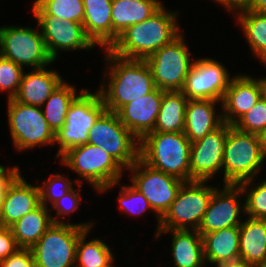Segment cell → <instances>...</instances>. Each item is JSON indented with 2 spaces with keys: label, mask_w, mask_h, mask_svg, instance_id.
I'll list each match as a JSON object with an SVG mask.
<instances>
[{
  "label": "cell",
  "mask_w": 266,
  "mask_h": 267,
  "mask_svg": "<svg viewBox=\"0 0 266 267\" xmlns=\"http://www.w3.org/2000/svg\"><path fill=\"white\" fill-rule=\"evenodd\" d=\"M265 160L260 136L230 125L223 155L224 184L239 185L256 178Z\"/></svg>",
  "instance_id": "5"
},
{
  "label": "cell",
  "mask_w": 266,
  "mask_h": 267,
  "mask_svg": "<svg viewBox=\"0 0 266 267\" xmlns=\"http://www.w3.org/2000/svg\"><path fill=\"white\" fill-rule=\"evenodd\" d=\"M225 7V10L232 13L234 10L244 7L248 0H214Z\"/></svg>",
  "instance_id": "43"
},
{
  "label": "cell",
  "mask_w": 266,
  "mask_h": 267,
  "mask_svg": "<svg viewBox=\"0 0 266 267\" xmlns=\"http://www.w3.org/2000/svg\"><path fill=\"white\" fill-rule=\"evenodd\" d=\"M118 194L120 209L127 215H143L152 208L148 200L132 185L121 186Z\"/></svg>",
  "instance_id": "37"
},
{
  "label": "cell",
  "mask_w": 266,
  "mask_h": 267,
  "mask_svg": "<svg viewBox=\"0 0 266 267\" xmlns=\"http://www.w3.org/2000/svg\"><path fill=\"white\" fill-rule=\"evenodd\" d=\"M19 249L10 227L0 226V261Z\"/></svg>",
  "instance_id": "41"
},
{
  "label": "cell",
  "mask_w": 266,
  "mask_h": 267,
  "mask_svg": "<svg viewBox=\"0 0 266 267\" xmlns=\"http://www.w3.org/2000/svg\"><path fill=\"white\" fill-rule=\"evenodd\" d=\"M106 111L99 91L95 93L81 89L79 95L70 104L63 127L55 133V145L59 158L68 149L88 142L89 130Z\"/></svg>",
  "instance_id": "7"
},
{
  "label": "cell",
  "mask_w": 266,
  "mask_h": 267,
  "mask_svg": "<svg viewBox=\"0 0 266 267\" xmlns=\"http://www.w3.org/2000/svg\"><path fill=\"white\" fill-rule=\"evenodd\" d=\"M33 15L56 16L61 20L76 21L83 24V0H34Z\"/></svg>",
  "instance_id": "33"
},
{
  "label": "cell",
  "mask_w": 266,
  "mask_h": 267,
  "mask_svg": "<svg viewBox=\"0 0 266 267\" xmlns=\"http://www.w3.org/2000/svg\"><path fill=\"white\" fill-rule=\"evenodd\" d=\"M60 163L68 167L87 181L99 193H105L119 185L123 176V167L108 153L98 146L85 143L68 149L60 157Z\"/></svg>",
  "instance_id": "3"
},
{
  "label": "cell",
  "mask_w": 266,
  "mask_h": 267,
  "mask_svg": "<svg viewBox=\"0 0 266 267\" xmlns=\"http://www.w3.org/2000/svg\"><path fill=\"white\" fill-rule=\"evenodd\" d=\"M234 13L252 54L261 63H266V14L246 10L244 7L234 10L232 15Z\"/></svg>",
  "instance_id": "30"
},
{
  "label": "cell",
  "mask_w": 266,
  "mask_h": 267,
  "mask_svg": "<svg viewBox=\"0 0 266 267\" xmlns=\"http://www.w3.org/2000/svg\"><path fill=\"white\" fill-rule=\"evenodd\" d=\"M263 65L266 66V63H263ZM261 89H262V97L266 100V77L264 78H259Z\"/></svg>",
  "instance_id": "46"
},
{
  "label": "cell",
  "mask_w": 266,
  "mask_h": 267,
  "mask_svg": "<svg viewBox=\"0 0 266 267\" xmlns=\"http://www.w3.org/2000/svg\"><path fill=\"white\" fill-rule=\"evenodd\" d=\"M240 259L258 267L266 261V219L247 216L239 226Z\"/></svg>",
  "instance_id": "27"
},
{
  "label": "cell",
  "mask_w": 266,
  "mask_h": 267,
  "mask_svg": "<svg viewBox=\"0 0 266 267\" xmlns=\"http://www.w3.org/2000/svg\"><path fill=\"white\" fill-rule=\"evenodd\" d=\"M50 209L40 204L10 226L19 248L31 249L54 224Z\"/></svg>",
  "instance_id": "28"
},
{
  "label": "cell",
  "mask_w": 266,
  "mask_h": 267,
  "mask_svg": "<svg viewBox=\"0 0 266 267\" xmlns=\"http://www.w3.org/2000/svg\"><path fill=\"white\" fill-rule=\"evenodd\" d=\"M202 238L204 257L207 263L218 266L225 262L240 259L239 226L207 233Z\"/></svg>",
  "instance_id": "26"
},
{
  "label": "cell",
  "mask_w": 266,
  "mask_h": 267,
  "mask_svg": "<svg viewBox=\"0 0 266 267\" xmlns=\"http://www.w3.org/2000/svg\"><path fill=\"white\" fill-rule=\"evenodd\" d=\"M163 5L159 0H112V43L126 28L150 18Z\"/></svg>",
  "instance_id": "25"
},
{
  "label": "cell",
  "mask_w": 266,
  "mask_h": 267,
  "mask_svg": "<svg viewBox=\"0 0 266 267\" xmlns=\"http://www.w3.org/2000/svg\"><path fill=\"white\" fill-rule=\"evenodd\" d=\"M81 189L77 191L74 187L65 194L62 198H60L56 203H54L50 209L56 210V215L52 216L53 223H69L66 220L62 221L59 218H64L71 212L79 209V205L81 204Z\"/></svg>",
  "instance_id": "39"
},
{
  "label": "cell",
  "mask_w": 266,
  "mask_h": 267,
  "mask_svg": "<svg viewBox=\"0 0 266 267\" xmlns=\"http://www.w3.org/2000/svg\"><path fill=\"white\" fill-rule=\"evenodd\" d=\"M24 72V68L0 55V91L8 93L7 99L17 94Z\"/></svg>",
  "instance_id": "38"
},
{
  "label": "cell",
  "mask_w": 266,
  "mask_h": 267,
  "mask_svg": "<svg viewBox=\"0 0 266 267\" xmlns=\"http://www.w3.org/2000/svg\"><path fill=\"white\" fill-rule=\"evenodd\" d=\"M191 142L184 132H151L140 141V158L154 169L190 182Z\"/></svg>",
  "instance_id": "4"
},
{
  "label": "cell",
  "mask_w": 266,
  "mask_h": 267,
  "mask_svg": "<svg viewBox=\"0 0 266 267\" xmlns=\"http://www.w3.org/2000/svg\"><path fill=\"white\" fill-rule=\"evenodd\" d=\"M263 155L266 159V130L260 135Z\"/></svg>",
  "instance_id": "47"
},
{
  "label": "cell",
  "mask_w": 266,
  "mask_h": 267,
  "mask_svg": "<svg viewBox=\"0 0 266 267\" xmlns=\"http://www.w3.org/2000/svg\"><path fill=\"white\" fill-rule=\"evenodd\" d=\"M43 183L40 188L41 204L46 208H49V203L52 206L65 194H67L75 185L82 186V183L74 182L70 177H66L63 174L51 173L48 180H42ZM49 202V203H48Z\"/></svg>",
  "instance_id": "35"
},
{
  "label": "cell",
  "mask_w": 266,
  "mask_h": 267,
  "mask_svg": "<svg viewBox=\"0 0 266 267\" xmlns=\"http://www.w3.org/2000/svg\"><path fill=\"white\" fill-rule=\"evenodd\" d=\"M178 11H167L163 5L150 18L126 28L108 50L122 58L146 60L181 34Z\"/></svg>",
  "instance_id": "2"
},
{
  "label": "cell",
  "mask_w": 266,
  "mask_h": 267,
  "mask_svg": "<svg viewBox=\"0 0 266 267\" xmlns=\"http://www.w3.org/2000/svg\"><path fill=\"white\" fill-rule=\"evenodd\" d=\"M19 166H8L6 169L3 165L0 164V200L4 195L7 185L11 180L20 172Z\"/></svg>",
  "instance_id": "42"
},
{
  "label": "cell",
  "mask_w": 266,
  "mask_h": 267,
  "mask_svg": "<svg viewBox=\"0 0 266 267\" xmlns=\"http://www.w3.org/2000/svg\"><path fill=\"white\" fill-rule=\"evenodd\" d=\"M221 101L212 99L188 100L185 114L184 134L191 143L219 128L223 123L222 112L217 114L216 105Z\"/></svg>",
  "instance_id": "21"
},
{
  "label": "cell",
  "mask_w": 266,
  "mask_h": 267,
  "mask_svg": "<svg viewBox=\"0 0 266 267\" xmlns=\"http://www.w3.org/2000/svg\"><path fill=\"white\" fill-rule=\"evenodd\" d=\"M40 27L46 50L53 61L61 51L88 50L96 45L86 35L83 24L76 21L61 20L56 16L34 15Z\"/></svg>",
  "instance_id": "15"
},
{
  "label": "cell",
  "mask_w": 266,
  "mask_h": 267,
  "mask_svg": "<svg viewBox=\"0 0 266 267\" xmlns=\"http://www.w3.org/2000/svg\"><path fill=\"white\" fill-rule=\"evenodd\" d=\"M107 71L97 89L107 111L117 113L132 100L152 92L156 86L152 71L145 60L127 59L103 49ZM106 83V84H105Z\"/></svg>",
  "instance_id": "1"
},
{
  "label": "cell",
  "mask_w": 266,
  "mask_h": 267,
  "mask_svg": "<svg viewBox=\"0 0 266 267\" xmlns=\"http://www.w3.org/2000/svg\"><path fill=\"white\" fill-rule=\"evenodd\" d=\"M187 103L182 91H163L153 132H184Z\"/></svg>",
  "instance_id": "29"
},
{
  "label": "cell",
  "mask_w": 266,
  "mask_h": 267,
  "mask_svg": "<svg viewBox=\"0 0 266 267\" xmlns=\"http://www.w3.org/2000/svg\"><path fill=\"white\" fill-rule=\"evenodd\" d=\"M77 96L75 86L64 80L41 106L44 117L54 133L63 127L70 104Z\"/></svg>",
  "instance_id": "31"
},
{
  "label": "cell",
  "mask_w": 266,
  "mask_h": 267,
  "mask_svg": "<svg viewBox=\"0 0 266 267\" xmlns=\"http://www.w3.org/2000/svg\"><path fill=\"white\" fill-rule=\"evenodd\" d=\"M110 154L124 170L140 158V140L120 121L115 112L105 111L89 130L88 142Z\"/></svg>",
  "instance_id": "8"
},
{
  "label": "cell",
  "mask_w": 266,
  "mask_h": 267,
  "mask_svg": "<svg viewBox=\"0 0 266 267\" xmlns=\"http://www.w3.org/2000/svg\"><path fill=\"white\" fill-rule=\"evenodd\" d=\"M162 97L163 90L156 87L152 92L124 105L117 112L120 121L140 141L153 132Z\"/></svg>",
  "instance_id": "20"
},
{
  "label": "cell",
  "mask_w": 266,
  "mask_h": 267,
  "mask_svg": "<svg viewBox=\"0 0 266 267\" xmlns=\"http://www.w3.org/2000/svg\"><path fill=\"white\" fill-rule=\"evenodd\" d=\"M127 170L131 172V184L148 200L152 210L156 214L157 233L159 230L160 218L176 199L185 181L152 168L141 158Z\"/></svg>",
  "instance_id": "13"
},
{
  "label": "cell",
  "mask_w": 266,
  "mask_h": 267,
  "mask_svg": "<svg viewBox=\"0 0 266 267\" xmlns=\"http://www.w3.org/2000/svg\"><path fill=\"white\" fill-rule=\"evenodd\" d=\"M0 267H36L31 249L19 248L14 254L0 261Z\"/></svg>",
  "instance_id": "40"
},
{
  "label": "cell",
  "mask_w": 266,
  "mask_h": 267,
  "mask_svg": "<svg viewBox=\"0 0 266 267\" xmlns=\"http://www.w3.org/2000/svg\"><path fill=\"white\" fill-rule=\"evenodd\" d=\"M242 195L244 193L240 185L223 184L222 189L217 187L197 231L203 236L224 228L240 226L243 222L241 214H245V203L240 202Z\"/></svg>",
  "instance_id": "16"
},
{
  "label": "cell",
  "mask_w": 266,
  "mask_h": 267,
  "mask_svg": "<svg viewBox=\"0 0 266 267\" xmlns=\"http://www.w3.org/2000/svg\"><path fill=\"white\" fill-rule=\"evenodd\" d=\"M231 76L225 65L214 58L195 59L186 77L182 92L188 100L222 101L233 78Z\"/></svg>",
  "instance_id": "14"
},
{
  "label": "cell",
  "mask_w": 266,
  "mask_h": 267,
  "mask_svg": "<svg viewBox=\"0 0 266 267\" xmlns=\"http://www.w3.org/2000/svg\"><path fill=\"white\" fill-rule=\"evenodd\" d=\"M94 222L54 223L31 248L36 267H75L79 236Z\"/></svg>",
  "instance_id": "6"
},
{
  "label": "cell",
  "mask_w": 266,
  "mask_h": 267,
  "mask_svg": "<svg viewBox=\"0 0 266 267\" xmlns=\"http://www.w3.org/2000/svg\"><path fill=\"white\" fill-rule=\"evenodd\" d=\"M64 81L59 72L46 69H31L24 72L14 100L34 106H42L54 90Z\"/></svg>",
  "instance_id": "22"
},
{
  "label": "cell",
  "mask_w": 266,
  "mask_h": 267,
  "mask_svg": "<svg viewBox=\"0 0 266 267\" xmlns=\"http://www.w3.org/2000/svg\"><path fill=\"white\" fill-rule=\"evenodd\" d=\"M253 178L240 183L244 196L247 197L245 203V216L258 219H266V179L254 184ZM254 185V186H253Z\"/></svg>",
  "instance_id": "34"
},
{
  "label": "cell",
  "mask_w": 266,
  "mask_h": 267,
  "mask_svg": "<svg viewBox=\"0 0 266 267\" xmlns=\"http://www.w3.org/2000/svg\"><path fill=\"white\" fill-rule=\"evenodd\" d=\"M244 8L253 12L266 14V0H248Z\"/></svg>",
  "instance_id": "44"
},
{
  "label": "cell",
  "mask_w": 266,
  "mask_h": 267,
  "mask_svg": "<svg viewBox=\"0 0 266 267\" xmlns=\"http://www.w3.org/2000/svg\"><path fill=\"white\" fill-rule=\"evenodd\" d=\"M258 267H266V261L262 263L261 265H259Z\"/></svg>",
  "instance_id": "49"
},
{
  "label": "cell",
  "mask_w": 266,
  "mask_h": 267,
  "mask_svg": "<svg viewBox=\"0 0 266 267\" xmlns=\"http://www.w3.org/2000/svg\"><path fill=\"white\" fill-rule=\"evenodd\" d=\"M233 126L241 131L260 136L266 130V100L261 96Z\"/></svg>",
  "instance_id": "36"
},
{
  "label": "cell",
  "mask_w": 266,
  "mask_h": 267,
  "mask_svg": "<svg viewBox=\"0 0 266 267\" xmlns=\"http://www.w3.org/2000/svg\"><path fill=\"white\" fill-rule=\"evenodd\" d=\"M40 204L39 186L28 183L20 171L7 185L0 200V226L10 227Z\"/></svg>",
  "instance_id": "18"
},
{
  "label": "cell",
  "mask_w": 266,
  "mask_h": 267,
  "mask_svg": "<svg viewBox=\"0 0 266 267\" xmlns=\"http://www.w3.org/2000/svg\"><path fill=\"white\" fill-rule=\"evenodd\" d=\"M262 96L259 79L248 74H236L230 81L221 101L223 121L233 125Z\"/></svg>",
  "instance_id": "19"
},
{
  "label": "cell",
  "mask_w": 266,
  "mask_h": 267,
  "mask_svg": "<svg viewBox=\"0 0 266 267\" xmlns=\"http://www.w3.org/2000/svg\"><path fill=\"white\" fill-rule=\"evenodd\" d=\"M230 125L223 123L219 128L191 143L190 181H210L222 171L224 147Z\"/></svg>",
  "instance_id": "17"
},
{
  "label": "cell",
  "mask_w": 266,
  "mask_h": 267,
  "mask_svg": "<svg viewBox=\"0 0 266 267\" xmlns=\"http://www.w3.org/2000/svg\"><path fill=\"white\" fill-rule=\"evenodd\" d=\"M91 229H86L80 236L76 246L75 267H105L113 259L112 249L99 238L87 241L88 233Z\"/></svg>",
  "instance_id": "32"
},
{
  "label": "cell",
  "mask_w": 266,
  "mask_h": 267,
  "mask_svg": "<svg viewBox=\"0 0 266 267\" xmlns=\"http://www.w3.org/2000/svg\"><path fill=\"white\" fill-rule=\"evenodd\" d=\"M216 267H254V266L245 260L238 259V260L222 263Z\"/></svg>",
  "instance_id": "45"
},
{
  "label": "cell",
  "mask_w": 266,
  "mask_h": 267,
  "mask_svg": "<svg viewBox=\"0 0 266 267\" xmlns=\"http://www.w3.org/2000/svg\"><path fill=\"white\" fill-rule=\"evenodd\" d=\"M9 132L13 146L18 151L33 147L54 145L55 133L49 127L40 106L28 105L7 99Z\"/></svg>",
  "instance_id": "9"
},
{
  "label": "cell",
  "mask_w": 266,
  "mask_h": 267,
  "mask_svg": "<svg viewBox=\"0 0 266 267\" xmlns=\"http://www.w3.org/2000/svg\"><path fill=\"white\" fill-rule=\"evenodd\" d=\"M206 183L207 181L185 182L176 199L160 218L159 230H198L213 191L217 188Z\"/></svg>",
  "instance_id": "10"
},
{
  "label": "cell",
  "mask_w": 266,
  "mask_h": 267,
  "mask_svg": "<svg viewBox=\"0 0 266 267\" xmlns=\"http://www.w3.org/2000/svg\"><path fill=\"white\" fill-rule=\"evenodd\" d=\"M180 34L168 45L158 49L145 61L149 65L154 84L163 91H182L194 58Z\"/></svg>",
  "instance_id": "12"
},
{
  "label": "cell",
  "mask_w": 266,
  "mask_h": 267,
  "mask_svg": "<svg viewBox=\"0 0 266 267\" xmlns=\"http://www.w3.org/2000/svg\"><path fill=\"white\" fill-rule=\"evenodd\" d=\"M86 35L101 49L112 45V0H83Z\"/></svg>",
  "instance_id": "24"
},
{
  "label": "cell",
  "mask_w": 266,
  "mask_h": 267,
  "mask_svg": "<svg viewBox=\"0 0 266 267\" xmlns=\"http://www.w3.org/2000/svg\"><path fill=\"white\" fill-rule=\"evenodd\" d=\"M38 30L30 26H0V55L22 68L50 66L54 61L46 50L40 27Z\"/></svg>",
  "instance_id": "11"
},
{
  "label": "cell",
  "mask_w": 266,
  "mask_h": 267,
  "mask_svg": "<svg viewBox=\"0 0 266 267\" xmlns=\"http://www.w3.org/2000/svg\"><path fill=\"white\" fill-rule=\"evenodd\" d=\"M165 233L172 235L171 254L175 267H204V246L202 235L197 230H158L155 238Z\"/></svg>",
  "instance_id": "23"
},
{
  "label": "cell",
  "mask_w": 266,
  "mask_h": 267,
  "mask_svg": "<svg viewBox=\"0 0 266 267\" xmlns=\"http://www.w3.org/2000/svg\"><path fill=\"white\" fill-rule=\"evenodd\" d=\"M114 259L108 264L106 265L105 267H115L113 264H114Z\"/></svg>",
  "instance_id": "48"
}]
</instances>
